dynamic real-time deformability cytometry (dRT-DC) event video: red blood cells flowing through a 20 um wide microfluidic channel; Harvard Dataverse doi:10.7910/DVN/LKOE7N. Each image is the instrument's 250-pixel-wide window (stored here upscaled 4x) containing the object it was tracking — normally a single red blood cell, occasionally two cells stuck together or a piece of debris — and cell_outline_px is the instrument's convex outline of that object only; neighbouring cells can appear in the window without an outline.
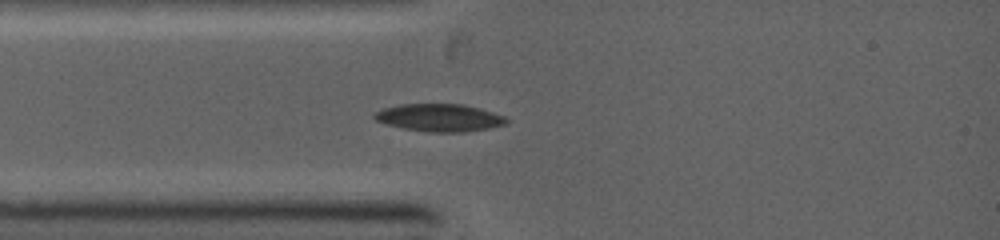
{"species": "common noctule bat (a hibernating species)", "species_latin": "Nyctalus noctula", "temperature_condition": "warm", "stored_images_in_passage": 37, "camera_frame_rate_fps": 5000, "um_per_image_px": 0.085, "animal": {"sex": "female", "body_mass_g": 19.0, "forearm_length_mm": 53.3}, "frame": {"image": 1, "passage_image": 1, "time_ms": 0.0, "image_size_px": [1000, 240], "cell_outline_px": [[508, 124], [488, 128], [464, 132], [432, 132], [404, 128], [388, 124], [376, 120], [372, 116], [376, 112], [384, 108], [400, 104], [464, 104], [492, 112], [504, 116], [508, 120]], "centroid_in_image_um": [37.38, 10.0], "position_along_channel_um": 47.6, "area_um2": 20.98}}
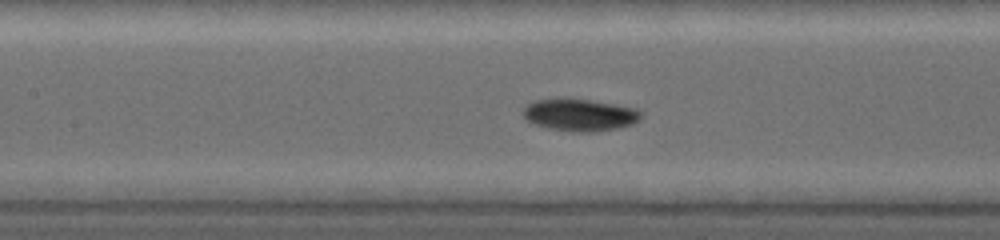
{"frame": {"image": 2, "passage_image": 10, "time_ms": 2.4, "image_size_px": [1000, 240], "cell_outline_px": [[640, 120], [632, 124], [620, 128], [592, 132], [580, 132], [548, 128], [536, 124], [528, 120], [524, 116], [524, 108], [528, 104], [536, 100], [588, 100], [636, 108], [640, 112]], "centroid_in_image_um": [49.33, 9.79], "position_along_channel_um": 158.1, "area_um2": 21.39}}
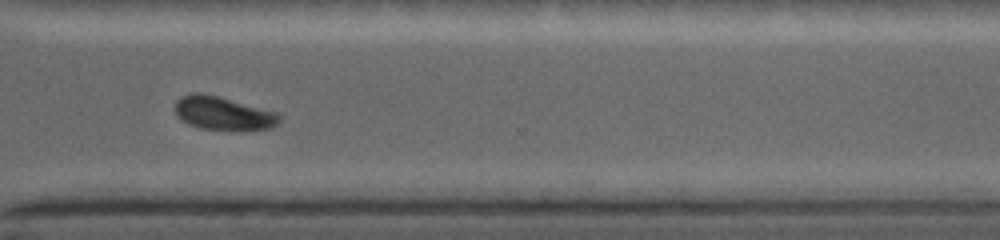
{"frame": {"image": 3, "passage_image": 23, "time_ms": 6.6, "image_size_px": [1000, 240], "cell_outline_px": [[280, 120], [272, 128], [200, 128], [188, 124], [176, 112], [176, 100], [180, 96], [192, 92], [200, 92], [220, 96], [280, 112]], "centroid_in_image_um": [18.98, 9.57], "position_along_channel_um": 351.6, "area_um2": 19.94}}